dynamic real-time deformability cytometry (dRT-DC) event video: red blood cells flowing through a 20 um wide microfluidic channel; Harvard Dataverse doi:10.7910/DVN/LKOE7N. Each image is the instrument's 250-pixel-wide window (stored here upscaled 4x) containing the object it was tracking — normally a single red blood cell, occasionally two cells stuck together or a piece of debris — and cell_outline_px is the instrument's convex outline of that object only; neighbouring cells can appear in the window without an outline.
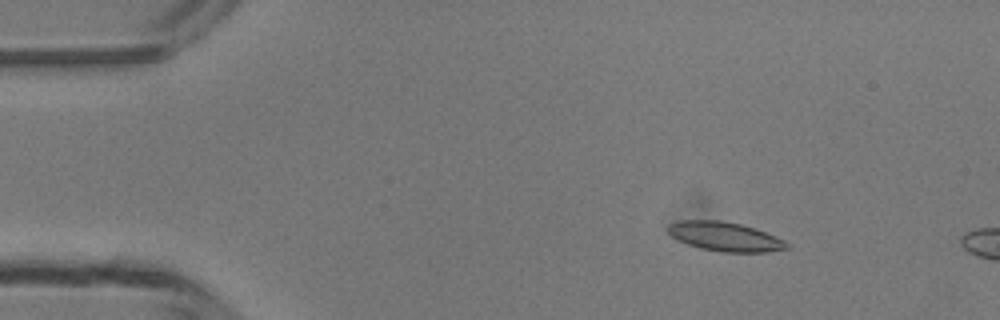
{"species": "common noctule bat (a hibernating species)", "species_latin": "Nyctalus noctula", "temperature_condition": "room temperature", "stored_images_in_passage": 45, "camera_frame_rate_fps": 3000, "um_per_image_px": 0.085, "animal": {"sex": "male", "body_mass_g": 13.3}, "frame": {"image": 1, "passage_image": 2, "time_ms": 0.333, "image_size_px": [1000, 320], "cell_outline_px": [[792, 244], [788, 248], [764, 252], [720, 252], [700, 248], [688, 244], [672, 236], [668, 232], [668, 224], [680, 220], [720, 220], [740, 224], [756, 228], [776, 236]], "centroid_in_image_um": [61.65, 20.11], "position_along_channel_um": 23.3, "area_um2": 20.23}}
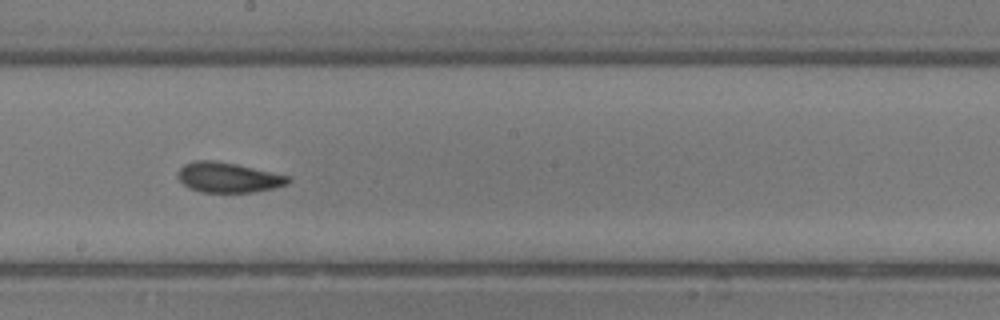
{"frame": {"image": 2, "passage_image": 22, "time_ms": 7.0, "image_size_px": [1000, 320], "cell_outline_px": [[292, 180], [288, 184], [272, 188], [252, 192], [200, 192], [188, 188], [176, 176], [176, 172], [184, 164], [196, 160], [216, 160], [236, 164], [288, 176]], "centroid_in_image_um": [19.35, 15.08], "position_along_channel_um": 228.9, "area_um2": 19.31}}
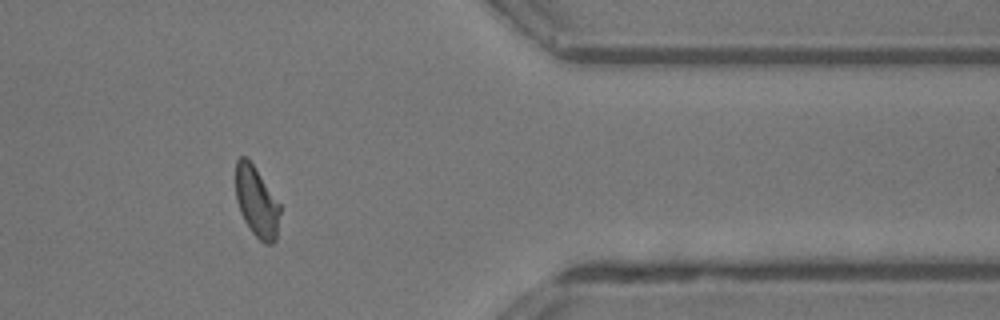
{"frame": {"image": 3, "passage_image": 35, "time_ms": 11.333, "image_size_px": [1000, 320], "cell_outline_px": [[280, 212], [276, 240], [272, 244], [264, 244], [252, 232], [244, 220], [240, 212], [236, 200], [236, 160], [240, 156], [244, 156], [252, 164], [280, 204]], "centroid_in_image_um": [21.81, 17.19], "position_along_channel_um": 389.6, "area_um2": 17.98}, "authors_computed_cell_mechanics": {"area_um2": 18.9584, "velocity_mm_per_s": 4.2225, "shape_relaxation_time_tau1_ms": 3.447, "shape_relaxation_time_tau2_ms": 1.6608, "deformation_change_tau1": 0.1277, "deformation_change_tau2": 0.0841}}